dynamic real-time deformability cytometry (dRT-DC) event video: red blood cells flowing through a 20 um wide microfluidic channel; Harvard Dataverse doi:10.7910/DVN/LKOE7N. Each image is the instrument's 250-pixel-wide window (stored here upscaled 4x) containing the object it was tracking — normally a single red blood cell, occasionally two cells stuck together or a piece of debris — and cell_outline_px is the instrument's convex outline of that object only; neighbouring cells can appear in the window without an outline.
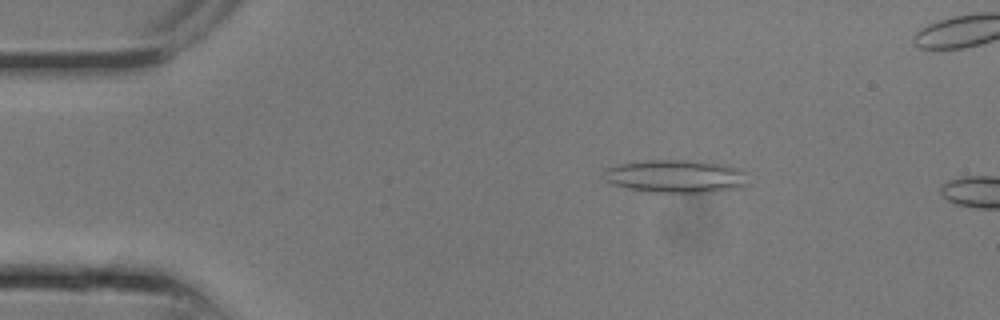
{"species": "common noctule bat (a hibernating species)", "species_latin": "Nyctalus noctula", "temperature_condition": "room temperature", "stored_images_in_passage": 6, "camera_frame_rate_fps": 3000, "um_per_image_px": 0.085, "animal": {"sex": "male", "body_mass_g": 13.3}, "frame": {"image": 1, "passage_image": 4, "time_ms": 1.0, "image_size_px": [1000, 320], "cell_outline_px": [[748, 184], [740, 188], [712, 192], [656, 192], [628, 188], [612, 184], [604, 180], [600, 176], [604, 168], [620, 164], [644, 160], [688, 160], [724, 164], [736, 168], [744, 172]], "centroid_in_image_um": [57.39, 14.98], "position_along_channel_um": 27.6, "area_um2": 27.86}}